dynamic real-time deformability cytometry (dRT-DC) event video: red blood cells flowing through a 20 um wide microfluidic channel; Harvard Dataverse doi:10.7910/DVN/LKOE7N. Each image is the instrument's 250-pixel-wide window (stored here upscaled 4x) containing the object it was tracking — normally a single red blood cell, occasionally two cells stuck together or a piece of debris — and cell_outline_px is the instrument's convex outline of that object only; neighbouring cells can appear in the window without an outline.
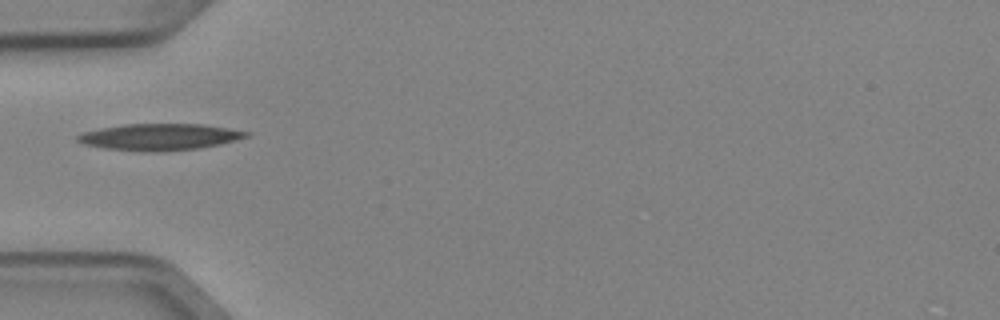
{"species": "Egyptian fruit bat (a non-hibernating species)", "species_latin": "Rousettus aegyptiacus", "temperature_condition": "cold", "stored_images_in_passage": 2, "camera_frame_rate_fps": 3000, "um_per_image_px": 0.085, "animal": {"sex": "female"}, "frame": {"image": 1, "passage_image": 1, "time_ms": 0.0, "image_size_px": [1000, 320], "cell_outline_px": [[252, 132], [248, 136], [216, 144], [196, 148], [144, 152], [104, 148], [84, 144], [76, 140], [76, 136], [84, 132], [100, 128], [124, 124], [204, 124]], "centroid_in_image_um": [13.51, 11.62], "position_along_channel_um": 71.5, "area_um2": 25.66}}
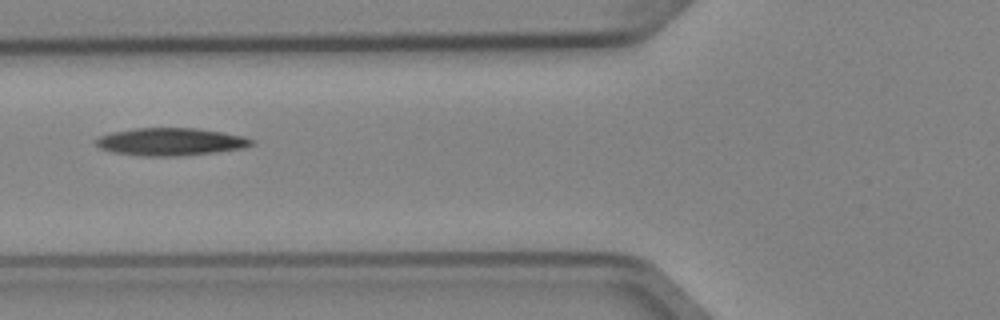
{"frame": {"image": 2, "passage_image": 2, "time_ms": 0.333, "image_size_px": [1000, 320], "cell_outline_px": [[256, 140], [252, 144], [244, 148], [216, 152], [180, 156], [140, 156], [112, 152], [100, 148], [96, 144], [96, 140], [100, 136], [112, 132], [136, 128], [196, 128], [224, 132], [244, 136]], "centroid_in_image_um": [14.53, 12.05], "position_along_channel_um": 111.3, "area_um2": 25.14}}